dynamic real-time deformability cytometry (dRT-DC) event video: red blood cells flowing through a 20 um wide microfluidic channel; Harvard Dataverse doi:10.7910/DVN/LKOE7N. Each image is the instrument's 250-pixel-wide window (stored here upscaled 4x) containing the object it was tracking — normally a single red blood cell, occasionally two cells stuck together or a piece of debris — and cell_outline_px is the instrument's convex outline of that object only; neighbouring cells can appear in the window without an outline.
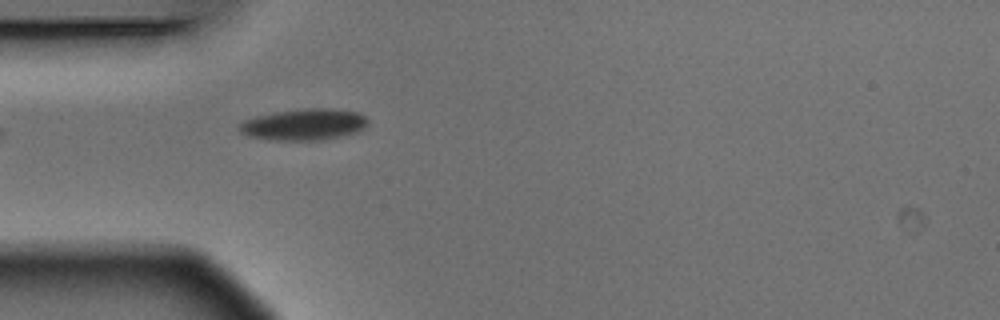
{"species": "Egyptian fruit bat (a non-hibernating species)", "species_latin": "Rousettus aegyptiacus", "temperature_condition": "warm", "stored_images_in_passage": 1, "camera_frame_rate_fps": 3000, "um_per_image_px": 0.085, "animal": {"sex": "male"}, "frame": {"image": 1, "passage_image": 1, "time_ms": 0.0, "image_size_px": [1000, 320], "cell_outline_px": [[368, 124], [364, 128], [356, 132], [340, 136], [320, 140], [268, 140], [248, 136], [240, 132], [240, 124], [244, 120], [256, 116], [276, 112], [304, 108], [328, 108], [360, 112], [368, 120]], "centroid_in_image_um": [25.85, 10.58], "position_along_channel_um": 59.2, "area_um2": 23.52}}